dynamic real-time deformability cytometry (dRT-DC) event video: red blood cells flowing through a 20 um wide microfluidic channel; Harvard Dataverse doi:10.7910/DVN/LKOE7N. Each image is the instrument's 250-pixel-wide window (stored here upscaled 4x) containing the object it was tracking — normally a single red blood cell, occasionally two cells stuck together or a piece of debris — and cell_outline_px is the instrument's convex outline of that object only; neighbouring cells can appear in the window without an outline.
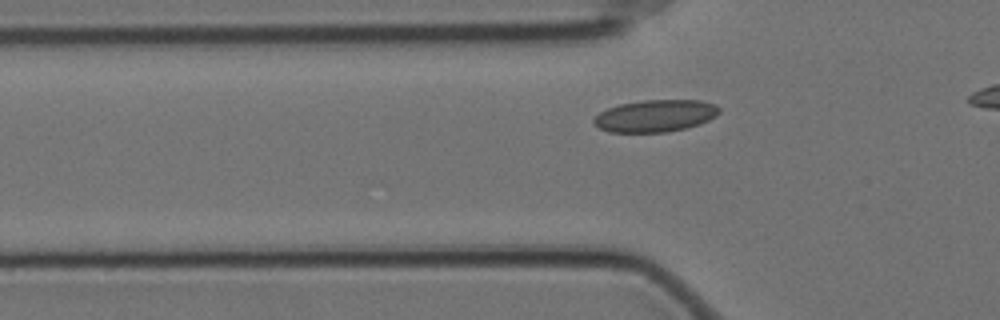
{"species": "Egyptian fruit bat (a non-hibernating species)", "species_latin": "Rousettus aegyptiacus", "temperature_condition": "cold", "stored_images_in_passage": 43, "camera_frame_rate_fps": 3000, "um_per_image_px": 0.085, "animal": {"sex": "female"}, "frame": {"image": 1, "passage_image": 14, "time_ms": 4.333, "image_size_px": [1000, 320], "cell_outline_px": [[720, 112], [716, 116], [700, 124], [668, 132], [608, 132], [600, 128], [592, 120], [600, 112], [608, 108], [620, 104], [644, 100], [700, 100], [716, 104], [720, 108]], "centroid_in_image_um": [55.73, 9.84], "position_along_channel_um": 70.1, "area_um2": 23.41}}
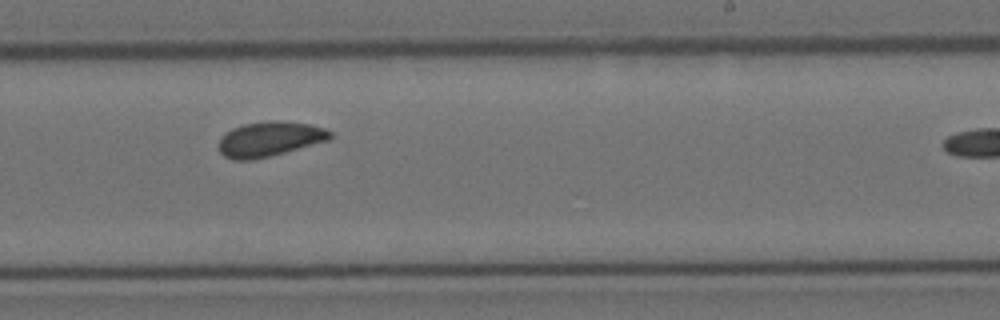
{"frame": {"image": 2, "passage_image": 31, "time_ms": 10.0, "image_size_px": [1000, 320], "cell_outline_px": [[332, 136], [328, 140], [284, 152], [252, 160], [232, 160], [224, 156], [220, 152], [220, 136], [224, 132], [232, 128], [244, 124], [268, 120], [280, 120], [312, 124], [324, 128], [332, 132]], "centroid_in_image_um": [22.9, 11.8], "position_along_channel_um": 266.1, "area_um2": 22.66}}
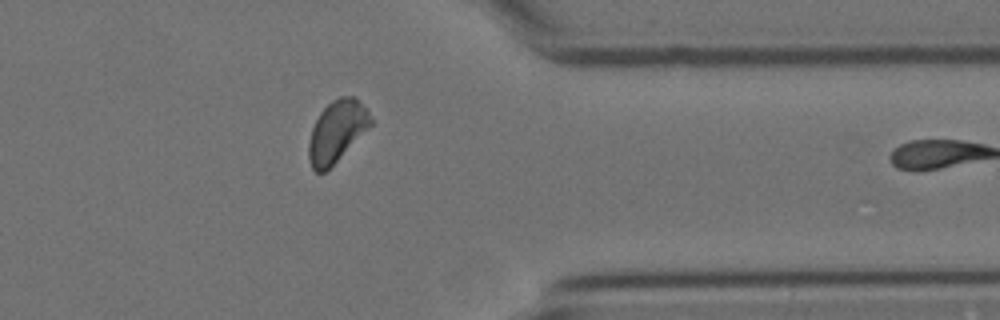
{"frame": {"image": 3, "passage_image": 42, "time_ms": 13.667, "image_size_px": [1000, 320], "cell_outline_px": [[372, 124], [324, 172], [316, 172], [312, 168], [308, 156], [308, 144], [312, 128], [320, 112], [332, 100], [340, 96], [356, 96], [368, 112], [372, 120]], "centroid_in_image_um": [28.61, 11.13], "position_along_channel_um": 382.8, "area_um2": 21.68}}